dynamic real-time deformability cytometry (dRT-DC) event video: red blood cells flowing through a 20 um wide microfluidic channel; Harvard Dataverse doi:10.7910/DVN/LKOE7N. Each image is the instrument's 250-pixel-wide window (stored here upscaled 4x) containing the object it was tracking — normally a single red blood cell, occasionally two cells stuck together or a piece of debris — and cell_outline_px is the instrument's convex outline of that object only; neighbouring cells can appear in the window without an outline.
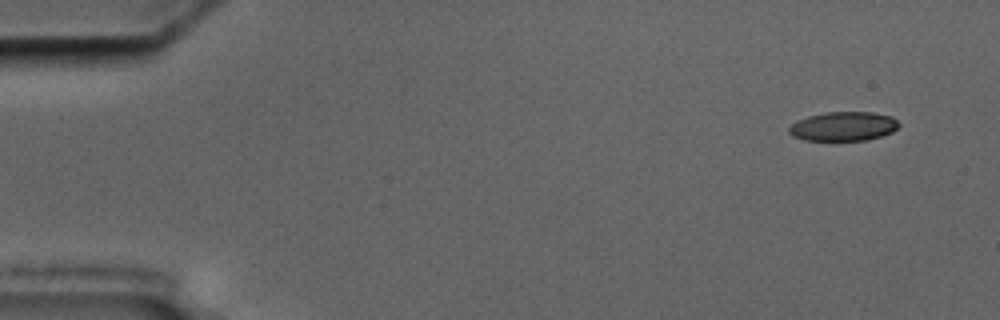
{"species": "common noctule bat (a hibernating species)", "species_latin": "Nyctalus noctula", "temperature_condition": "cold", "stored_images_in_passage": 9, "camera_frame_rate_fps": 3000, "um_per_image_px": 0.085, "animal": {"sex": "male", "body_mass_g": 17.5, "forearm_length_mm": 52.3}, "frame": {"image": 1, "passage_image": 1, "time_ms": 0.0, "image_size_px": [1000, 320], "cell_outline_px": [[900, 124], [892, 132], [868, 140], [804, 140], [792, 136], [788, 132], [788, 128], [796, 120], [808, 116], [828, 112], [872, 112], [892, 116]], "centroid_in_image_um": [71.67, 10.74], "position_along_channel_um": 13.3, "area_um2": 18.67}}
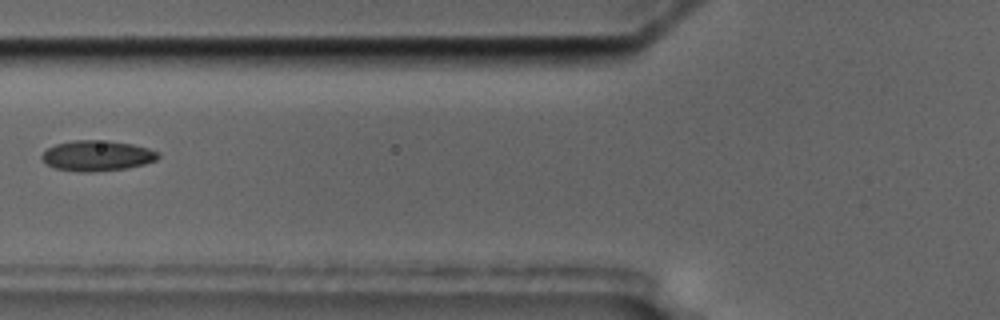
{"frame": {"image": 2, "passage_image": 6, "time_ms": 6.333, "image_size_px": [1000, 320], "cell_outline_px": [[160, 156], [156, 160], [144, 164], [128, 168], [96, 172], [80, 172], [56, 168], [48, 164], [40, 156], [48, 148], [56, 144], [72, 140], [108, 140], [132, 144], [148, 148], [160, 152]], "centroid_in_image_um": [8.29, 13.23], "position_along_channel_um": 117.5, "area_um2": 20.75}}
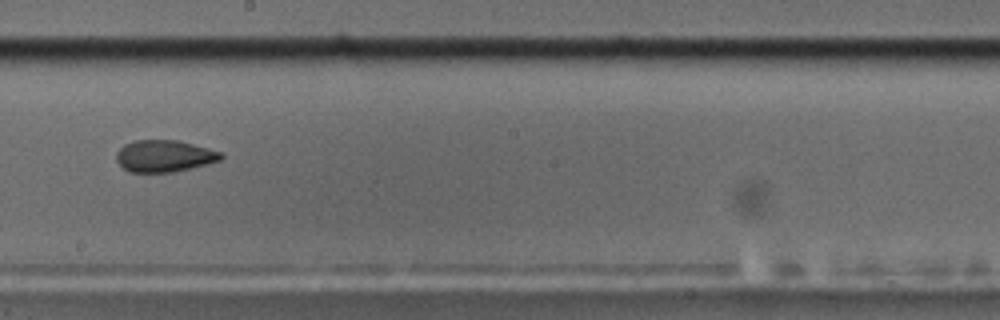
{"frame": {"image": 3, "passage_image": 9, "time_ms": 9.667, "image_size_px": [1000, 320], "cell_outline_px": [[224, 156], [220, 160], [208, 164], [172, 172], [128, 172], [116, 160], [116, 152], [124, 144], [132, 140], [176, 140], [224, 152]], "centroid_in_image_um": [13.96, 13.25], "position_along_channel_um": 234.2, "area_um2": 19.48}}